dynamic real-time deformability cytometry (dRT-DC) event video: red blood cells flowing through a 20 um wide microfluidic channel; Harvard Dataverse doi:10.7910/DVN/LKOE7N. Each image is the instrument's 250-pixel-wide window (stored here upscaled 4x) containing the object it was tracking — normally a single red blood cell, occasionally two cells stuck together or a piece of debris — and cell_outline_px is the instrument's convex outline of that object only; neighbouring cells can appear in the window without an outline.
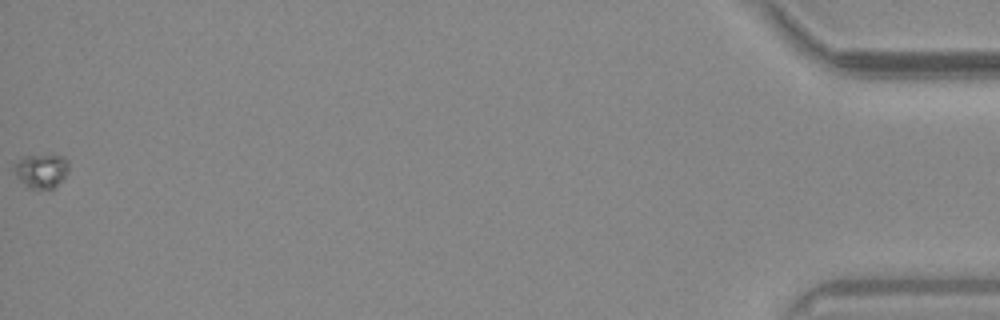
{"species": "common noctule bat (a hibernating species)", "species_latin": "Nyctalus noctula", "temperature_condition": "warm", "stored_images_in_passage": 15, "camera_frame_rate_fps": 3000, "um_per_image_px": 0.085, "animal": {"sex": "male", "body_mass_g": 20.4}, "frame": {"image": 1, "passage_image": 15, "time_ms": 4.667, "image_size_px": [1000, 320], "cell_outline_px": [[68, 172], [56, 188], [36, 192], [24, 184], [16, 176], [12, 168], [24, 156], [52, 152], [64, 156], [68, 160]], "centroid_in_image_um": [3.56, 14.52], "position_along_channel_um": 431.6, "area_um2": 11.62}}